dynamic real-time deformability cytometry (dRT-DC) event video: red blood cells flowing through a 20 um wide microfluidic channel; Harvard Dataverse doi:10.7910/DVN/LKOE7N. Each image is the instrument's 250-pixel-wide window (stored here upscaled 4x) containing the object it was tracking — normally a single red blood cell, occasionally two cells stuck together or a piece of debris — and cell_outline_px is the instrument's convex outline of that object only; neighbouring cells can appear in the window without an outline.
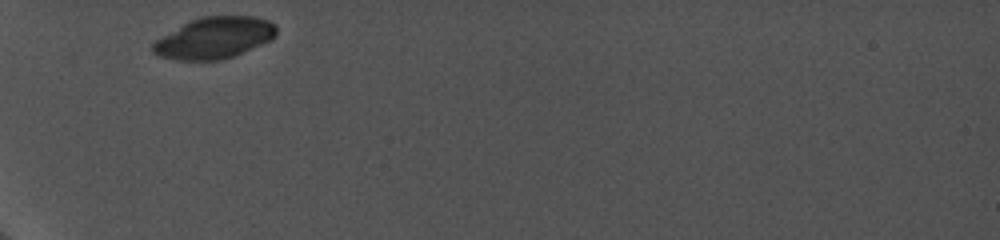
{"species": "common noctule bat (a hibernating species)", "species_latin": "Nyctalus noctula", "temperature_condition": "cold", "stored_images_in_passage": 26, "camera_frame_rate_fps": 5000, "um_per_image_px": 0.085, "animal": {"sex": "female", "body_mass_g": 19.0, "forearm_length_mm": 56.7}, "frame": {"image": 1, "passage_image": 1, "time_ms": 0.0, "image_size_px": [1000, 240], "cell_outline_px": [[276, 36], [260, 44], [232, 56], [220, 60], [176, 60], [160, 56], [152, 52], [152, 44], [156, 40], [184, 24], [200, 16], [256, 16], [268, 20], [276, 24]], "centroid_in_image_um": [18.22, 3.21], "position_along_channel_um": 66.8, "area_um2": 29.36}}
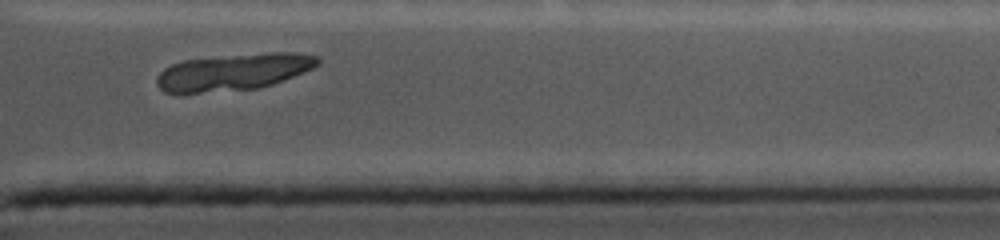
{"frame": {"image": 2, "passage_image": 22, "time_ms": 9.0, "image_size_px": [1000, 240], "cell_outline_px": [[320, 64], [304, 72], [272, 84], [256, 88], [200, 92], [164, 92], [156, 84], [156, 76], [164, 68], [172, 64], [184, 60], [272, 52], [292, 52], [320, 56]], "centroid_in_image_um": [19.87, 6.1], "position_along_channel_um": 391.5, "area_um2": 33.87}}
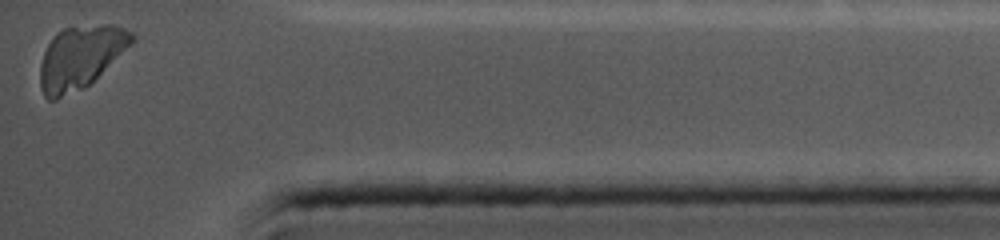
{"frame": {"image": 3, "passage_image": 26, "time_ms": 10.2, "image_size_px": [1000, 240], "cell_outline_px": [[136, 36], [84, 88], [56, 100], [48, 100], [44, 96], [40, 84], [40, 64], [44, 52], [48, 44], [56, 32], [64, 28], [104, 24], [112, 24], [124, 28], [132, 32]], "centroid_in_image_um": [6.75, 4.86], "position_along_channel_um": 428.4, "area_um2": 32.66}}